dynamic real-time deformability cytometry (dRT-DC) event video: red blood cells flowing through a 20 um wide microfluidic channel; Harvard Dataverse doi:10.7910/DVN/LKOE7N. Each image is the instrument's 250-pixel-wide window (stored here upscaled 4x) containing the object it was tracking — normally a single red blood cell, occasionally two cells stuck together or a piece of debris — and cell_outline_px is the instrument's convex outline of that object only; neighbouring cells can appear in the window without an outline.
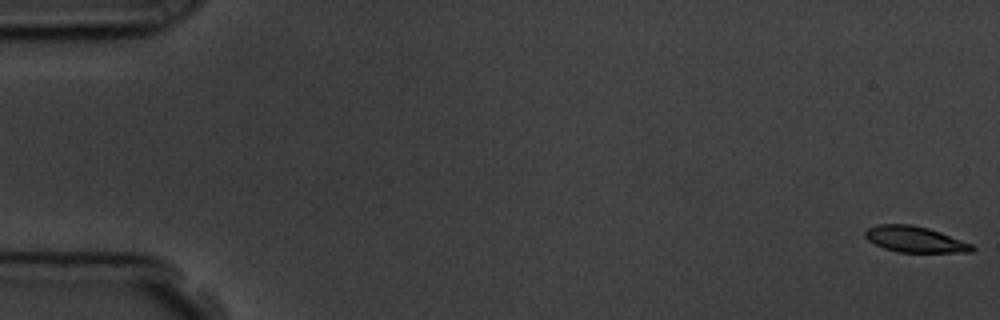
{"species": "common noctule bat (a hibernating species)", "species_latin": "Nyctalus noctula", "temperature_condition": "room temperature", "stored_images_in_passage": 57, "camera_frame_rate_fps": 3000, "um_per_image_px": 0.085, "animal": {"sex": "male", "body_mass_g": 19.5, "forearm_length_mm": 54.6}, "frame": {"image": 1, "passage_image": 1, "time_ms": 0.0, "image_size_px": [1000, 320], "cell_outline_px": [[976, 248], [972, 252], [896, 252], [884, 248], [868, 240], [864, 236], [864, 232], [868, 228], [876, 224], [912, 224], [928, 228], [940, 232], [972, 244]], "centroid_in_image_um": [77.75, 20.34], "position_along_channel_um": 7.2, "area_um2": 16.18}}
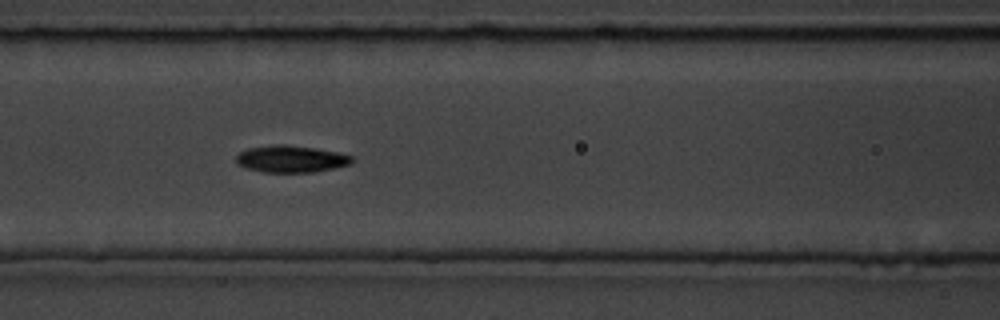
{"frame": {"image": 2, "passage_image": 25, "time_ms": 8.0, "image_size_px": [1000, 320], "cell_outline_px": [[356, 160], [352, 164], [316, 172], [264, 172], [244, 168], [236, 164], [236, 156], [240, 152], [248, 148], [280, 144], [284, 144], [316, 148], [336, 152], [352, 156]], "centroid_in_image_um": [24.75, 13.52], "position_along_channel_um": 141.9, "area_um2": 18.32}}
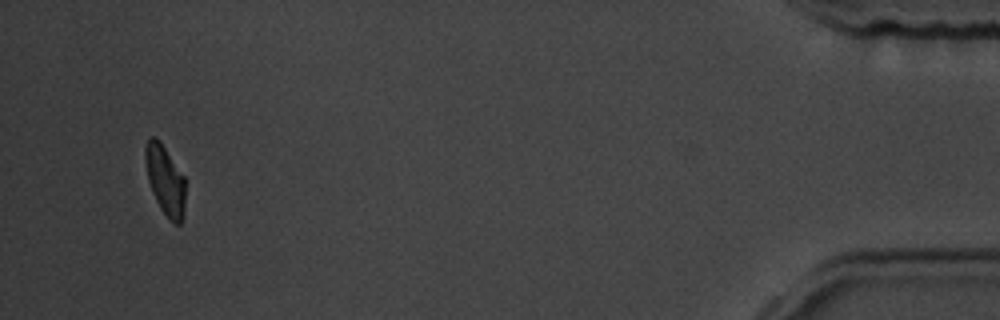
{"frame": {"image": 3, "passage_image": 55, "time_ms": 18.0, "image_size_px": [1000, 320], "cell_outline_px": [[184, 216], [180, 224], [176, 224], [160, 208], [156, 200], [148, 180], [144, 160], [144, 148], [148, 140], [152, 136], [164, 148], [184, 176]], "centroid_in_image_um": [14.02, 15.33], "position_along_channel_um": 421.2, "area_um2": 15.72}, "authors_computed_cell_mechanics": {"area_um2": 17.2244, "velocity_mm_per_s": 3.5934, "shape_relaxation_time_tau1_ms": 2.9153, "shape_relaxation_time_tau2_ms": 6.2612, "deformation_change_tau1": 0.1148, "deformation_change_tau2": 0.1246}}